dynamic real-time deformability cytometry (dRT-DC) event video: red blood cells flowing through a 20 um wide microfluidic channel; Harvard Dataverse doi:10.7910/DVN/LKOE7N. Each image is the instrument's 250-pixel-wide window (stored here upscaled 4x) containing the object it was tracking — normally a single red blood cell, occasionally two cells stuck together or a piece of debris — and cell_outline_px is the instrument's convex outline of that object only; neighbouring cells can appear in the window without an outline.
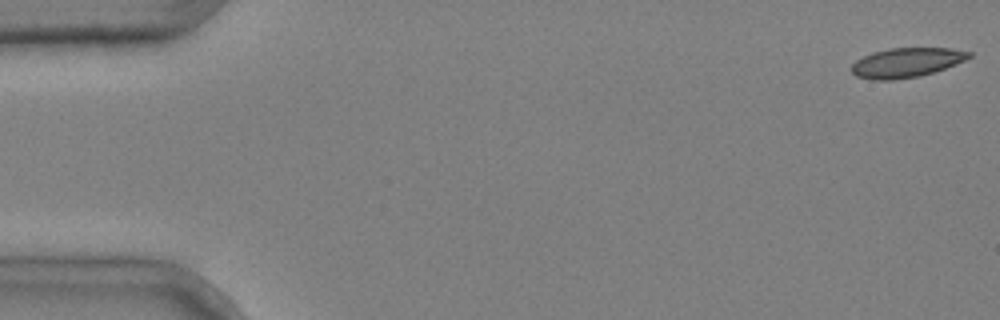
{"species": "common noctule bat (a hibernating species)", "species_latin": "Nyctalus noctula", "temperature_condition": "cold", "stored_images_in_passage": 5, "camera_frame_rate_fps": 3000, "um_per_image_px": 0.085, "animal": {"sex": "male", "body_mass_g": 20.4}, "frame": {"image": 1, "passage_image": 1, "time_ms": 0.0, "image_size_px": [1000, 320], "cell_outline_px": [[972, 56], [956, 64], [920, 76], [892, 80], [872, 80], [856, 76], [852, 72], [852, 64], [856, 60], [872, 52], [888, 48], [952, 48], [972, 52]], "centroid_in_image_um": [77.04, 5.31], "position_along_channel_um": 8.0, "area_um2": 20.17}}
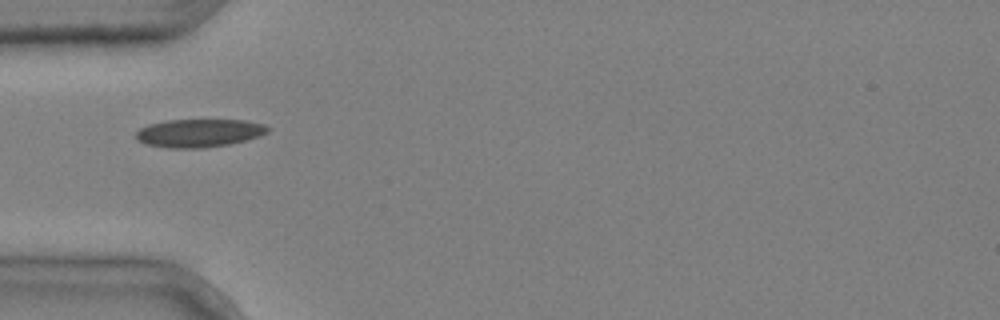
{"frame": {"image": 2, "passage_image": 5, "time_ms": 1.333, "image_size_px": [1000, 320], "cell_outline_px": [[272, 128], [268, 132], [260, 136], [228, 144], [204, 148], [168, 148], [144, 144], [136, 140], [136, 132], [140, 128], [148, 124], [164, 120], [244, 120], [264, 124]], "centroid_in_image_um": [16.9, 11.3], "position_along_channel_um": 68.1, "area_um2": 21.79}}